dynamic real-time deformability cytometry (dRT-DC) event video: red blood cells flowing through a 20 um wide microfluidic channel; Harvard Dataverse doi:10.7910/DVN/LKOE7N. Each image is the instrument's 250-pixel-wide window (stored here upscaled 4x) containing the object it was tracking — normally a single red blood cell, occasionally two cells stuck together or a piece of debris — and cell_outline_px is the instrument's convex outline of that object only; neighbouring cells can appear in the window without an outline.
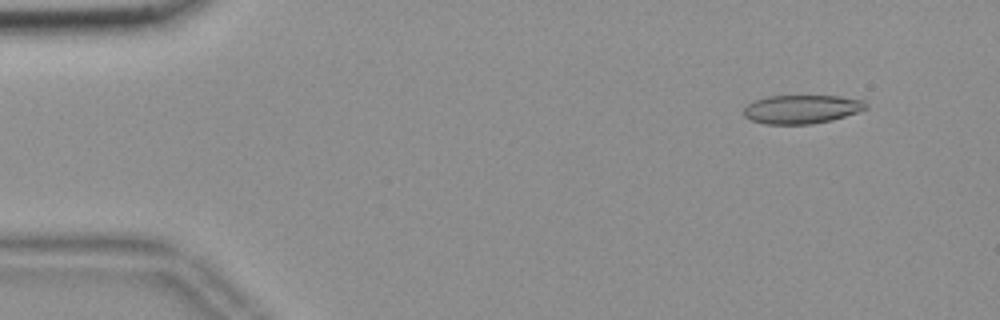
{"species": "common noctule bat (a hibernating species)", "species_latin": "Nyctalus noctula", "temperature_condition": "room temperature", "stored_images_in_passage": 55, "camera_frame_rate_fps": 3000, "um_per_image_px": 0.085, "animal": {"sex": "female", "body_mass_g": 18.4}, "frame": {"image": 1, "passage_image": 5, "time_ms": 1.333, "image_size_px": [1000, 320], "cell_outline_px": [[868, 108], [832, 120], [812, 124], [764, 124], [752, 120], [744, 116], [744, 108], [748, 104], [756, 100], [768, 96], [840, 96], [864, 100], [868, 104]], "centroid_in_image_um": [68.16, 9.28], "position_along_channel_um": 16.8, "area_um2": 20.35}}
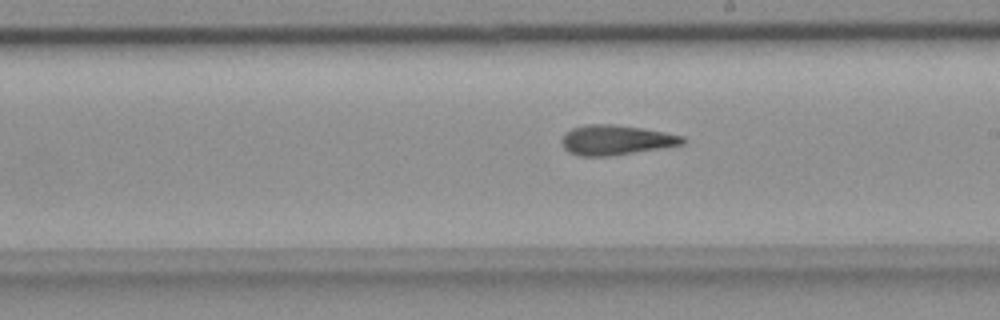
{"frame": {"image": 2, "passage_image": 31, "time_ms": 10.0, "image_size_px": [1000, 320], "cell_outline_px": [[688, 140], [684, 144], [660, 148], [608, 156], [580, 156], [568, 152], [560, 144], [560, 140], [564, 132], [572, 128], [588, 124], [612, 124], [640, 128], [664, 132], [684, 136]], "centroid_in_image_um": [52.31, 11.9], "position_along_channel_um": 236.7, "area_um2": 21.1}}
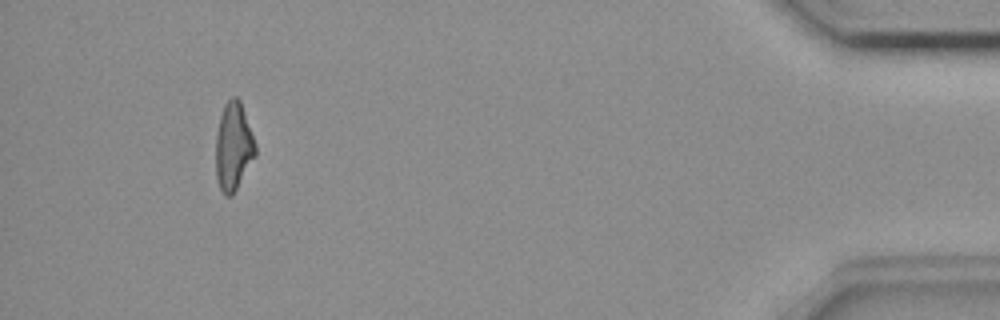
{"frame": {"image": 3, "passage_image": 51, "time_ms": 16.667, "image_size_px": [1000, 320], "cell_outline_px": [[256, 156], [232, 196], [224, 196], [220, 188], [216, 176], [216, 132], [220, 116], [224, 104], [232, 96], [236, 96], [240, 100], [256, 144]], "centroid_in_image_um": [19.84, 12.46], "position_along_channel_um": 415.4, "area_um2": 20.4}, "authors_computed_cell_mechanics": {"area_um2": 20.808, "velocity_mm_per_s": 3.7043, "shape_relaxation_time_tau1_ms": null, "shape_relaxation_time_tau2_ms": 5.2658, "deformation_change_tau1": null, "deformation_change_tau2": 0.1636}}